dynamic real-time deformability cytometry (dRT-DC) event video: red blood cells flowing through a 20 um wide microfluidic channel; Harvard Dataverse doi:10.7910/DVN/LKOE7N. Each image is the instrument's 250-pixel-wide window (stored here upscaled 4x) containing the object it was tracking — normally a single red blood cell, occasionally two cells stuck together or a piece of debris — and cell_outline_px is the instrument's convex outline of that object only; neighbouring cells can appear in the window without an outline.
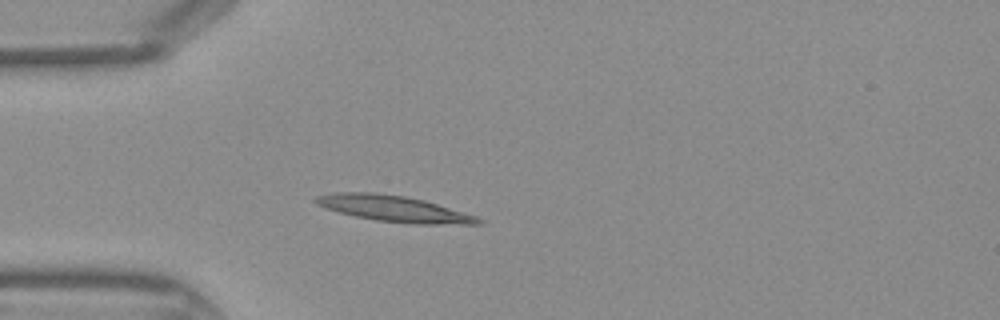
{"species": "Egyptian fruit bat (a non-hibernating species)", "species_latin": "Rousettus aegyptiacus", "temperature_condition": "warm", "stored_images_in_passage": 37, "camera_frame_rate_fps": 3000, "um_per_image_px": 0.085, "frame": {"image": 1, "passage_image": 5, "time_ms": 1.333, "image_size_px": [1000, 320], "cell_outline_px": [[484, 224], [412, 224], [376, 220], [356, 216], [324, 208], [316, 204], [312, 200], [316, 196], [336, 192], [376, 192], [404, 196], [424, 200], [464, 212], [476, 216], [484, 220]], "centroid_in_image_um": [33.48, 17.73], "position_along_channel_um": 51.5, "area_um2": 24.74}}
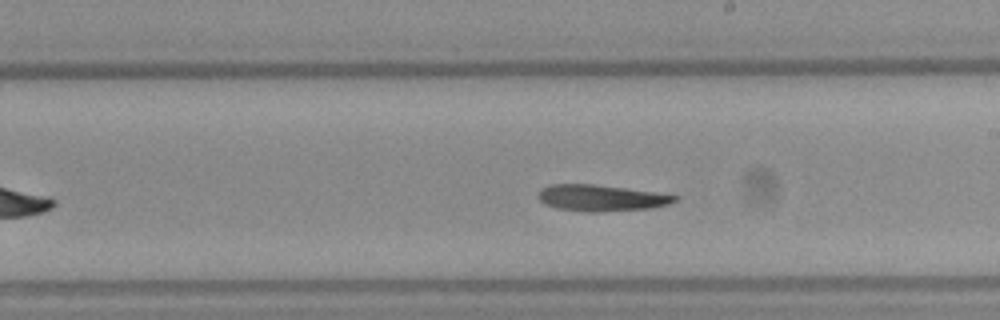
{"frame": {"image": 2, "passage_image": 18, "time_ms": 5.667, "image_size_px": [1000, 320], "cell_outline_px": [[680, 196], [676, 200], [668, 204], [652, 208], [600, 212], [584, 212], [556, 208], [544, 204], [536, 196], [540, 188], [552, 184], [592, 184], [656, 192]], "centroid_in_image_um": [51.06, 16.83], "position_along_channel_um": 237.9, "area_um2": 21.1}}
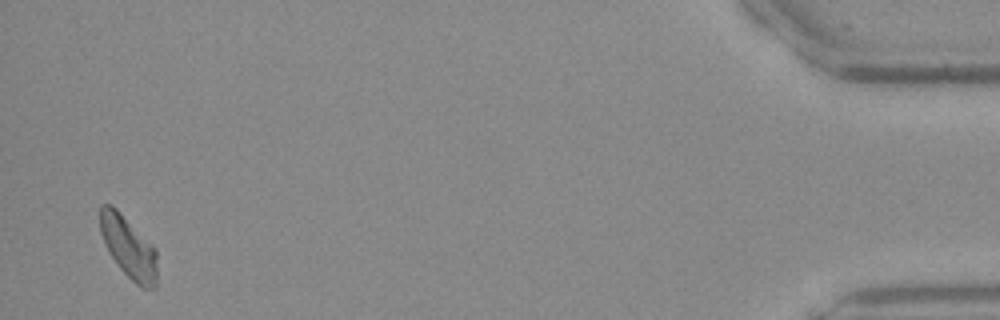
{"frame": {"image": 3, "passage_image": 36, "time_ms": 11.667, "image_size_px": [1000, 320], "cell_outline_px": [[156, 288], [140, 288], [120, 268], [108, 252], [104, 244], [100, 232], [100, 204], [112, 204], [156, 248]], "centroid_in_image_um": [10.91, 21.01], "position_along_channel_um": 424.3, "area_um2": 20.52}}